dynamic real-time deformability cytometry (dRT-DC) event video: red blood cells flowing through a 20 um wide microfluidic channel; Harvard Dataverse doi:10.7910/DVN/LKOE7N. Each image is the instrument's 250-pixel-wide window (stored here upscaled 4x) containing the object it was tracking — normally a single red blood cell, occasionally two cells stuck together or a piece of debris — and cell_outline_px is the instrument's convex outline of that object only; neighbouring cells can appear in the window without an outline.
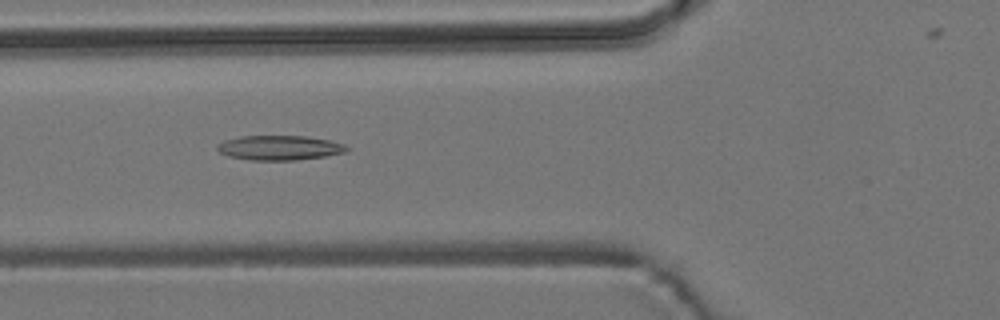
{"species": "common noctule bat (a hibernating species)", "species_latin": "Nyctalus noctula", "temperature_condition": "room temperature", "stored_images_in_passage": 37, "camera_frame_rate_fps": 3000, "um_per_image_px": 0.085, "animal": {"sex": "male", "body_mass_g": 19.2, "forearm_length_mm": 51.8}, "frame": {"image": 1, "passage_image": 10, "time_ms": 3.0, "image_size_px": [1000, 320], "cell_outline_px": [[348, 148], [344, 152], [324, 156], [296, 160], [252, 160], [228, 156], [220, 152], [216, 148], [216, 144], [224, 140], [240, 136], [308, 136], [328, 140], [344, 144]], "centroid_in_image_um": [23.71, 12.55], "position_along_channel_um": 102.1, "area_um2": 18.5}}
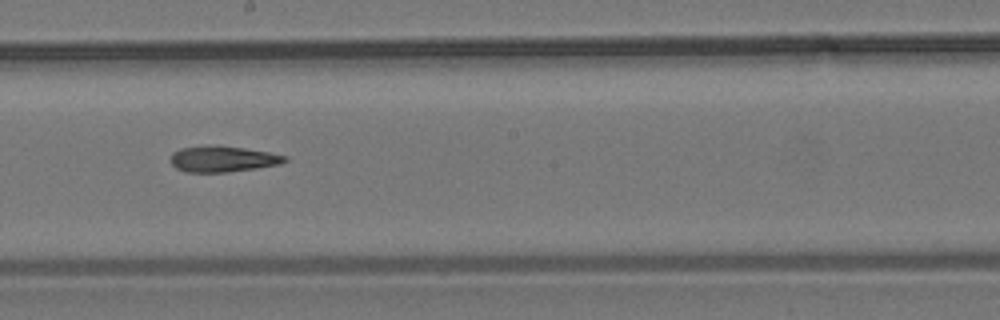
{"frame": {"image": 2, "passage_image": 20, "time_ms": 6.333, "image_size_px": [1000, 320], "cell_outline_px": [[288, 160], [280, 164], [256, 168], [228, 172], [188, 172], [176, 168], [172, 164], [172, 152], [180, 148], [208, 144], [216, 144], [244, 148], [268, 152], [288, 156]], "centroid_in_image_um": [18.94, 13.49], "position_along_channel_um": 229.3, "area_um2": 17.46}}
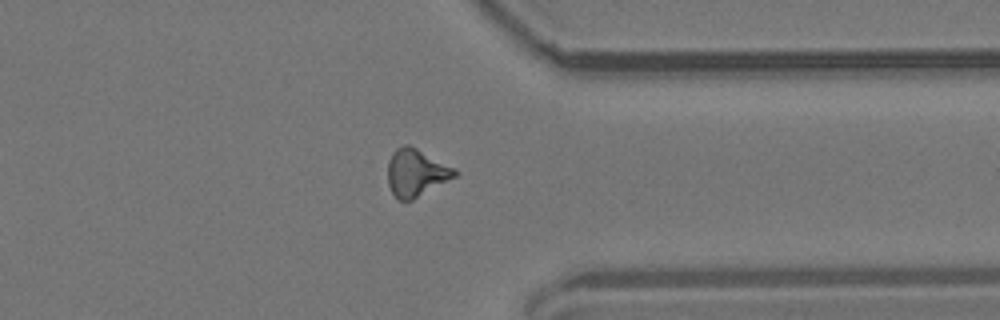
{"frame": {"image": 3, "passage_image": 32, "time_ms": 10.333, "image_size_px": [1000, 320], "cell_outline_px": [[460, 172], [456, 176], [412, 200], [400, 200], [392, 192], [388, 184], [388, 160], [392, 152], [396, 148], [404, 144], [408, 144], [416, 148]], "centroid_in_image_um": [35.33, 14.67], "position_along_channel_um": 376.1, "area_um2": 18.15}}